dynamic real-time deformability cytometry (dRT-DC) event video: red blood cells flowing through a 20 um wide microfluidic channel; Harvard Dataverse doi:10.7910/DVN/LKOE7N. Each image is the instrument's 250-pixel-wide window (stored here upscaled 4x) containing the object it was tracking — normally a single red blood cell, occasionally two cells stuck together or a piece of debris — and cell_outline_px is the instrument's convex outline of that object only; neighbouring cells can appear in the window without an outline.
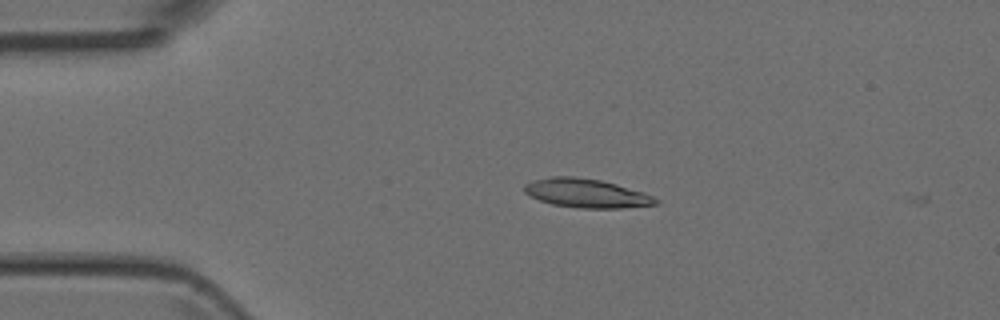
{"species": "Egyptian fruit bat (a non-hibernating species)", "species_latin": "Rousettus aegyptiacus", "temperature_condition": "room temperature", "stored_images_in_passage": 3, "camera_frame_rate_fps": 3000, "um_per_image_px": 0.085, "animal": {"sex": "female"}, "frame": {"image": 1, "passage_image": 2, "time_ms": 1.333, "image_size_px": [1000, 320], "cell_outline_px": [[660, 204], [620, 208], [580, 208], [552, 204], [540, 200], [524, 192], [524, 184], [548, 176], [572, 176], [600, 180], [616, 184], [644, 192], [660, 200]], "centroid_in_image_um": [49.87, 16.42], "position_along_channel_um": 35.1, "area_um2": 22.02}}